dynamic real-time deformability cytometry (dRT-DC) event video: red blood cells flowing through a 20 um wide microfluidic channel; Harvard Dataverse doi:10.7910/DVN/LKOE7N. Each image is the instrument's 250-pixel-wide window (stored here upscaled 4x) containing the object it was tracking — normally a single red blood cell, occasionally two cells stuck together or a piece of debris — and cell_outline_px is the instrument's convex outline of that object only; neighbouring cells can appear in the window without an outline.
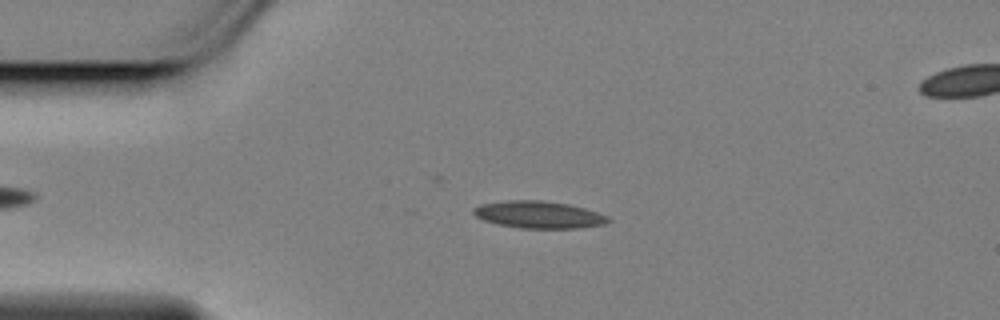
{"species": "Egyptian fruit bat (a non-hibernating species)", "species_latin": "Rousettus aegyptiacus", "temperature_condition": "cold", "stored_images_in_passage": 58, "segment_of_instrument_passage": [1, 2], "camera_frame_rate_fps": 3000, "um_per_image_px": 0.085, "animal": {"sex": "female"}, "frame": {"image": 1, "passage_image": 12, "time_ms": 3.667, "image_size_px": [1000, 320], "cell_outline_px": [[612, 220], [604, 224], [580, 228], [520, 228], [500, 224], [484, 220], [476, 216], [472, 212], [472, 208], [484, 204], [508, 200], [540, 200], [568, 204], [584, 208], [608, 216]], "centroid_in_image_um": [45.82, 18.25], "position_along_channel_um": 39.2, "area_um2": 21.1}}
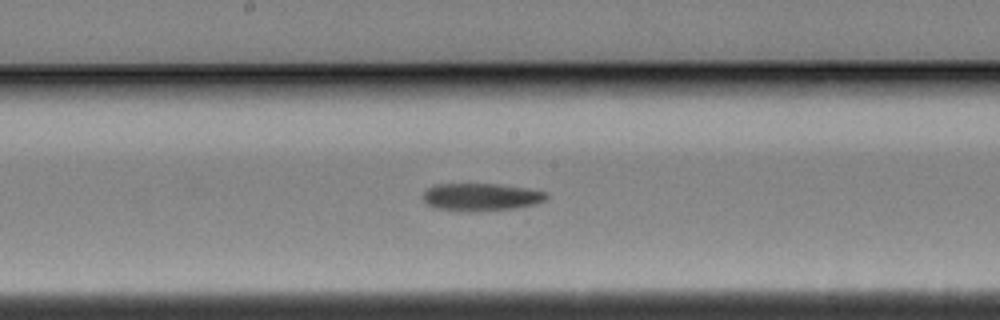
{"frame": {"image": 2, "passage_image": 29, "time_ms": 9.333, "image_size_px": [1000, 320], "cell_outline_px": [[548, 196], [544, 200], [532, 204], [512, 208], [468, 212], [460, 212], [432, 208], [424, 200], [424, 192], [428, 188], [436, 184], [500, 184], [524, 188], [544, 192]], "centroid_in_image_um": [40.8, 16.75], "position_along_channel_um": 207.4, "area_um2": 19.65}}
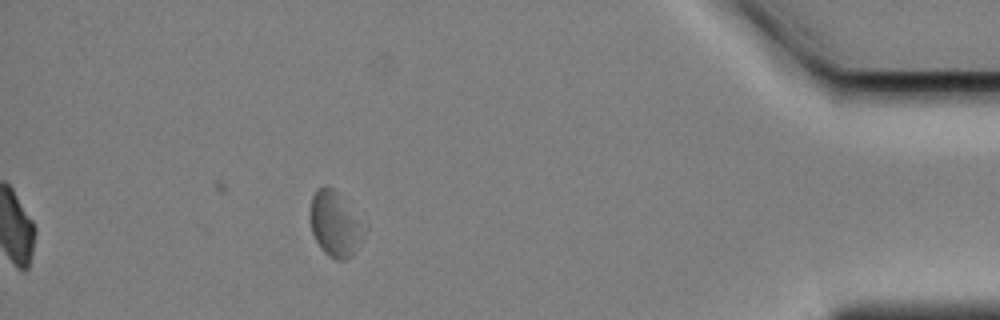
{"frame": {"image": 3, "passage_image": 51, "time_ms": 16.667, "image_size_px": [1000, 320], "cell_outline_px": [[356, 248], [352, 256], [344, 260], [336, 260], [328, 256], [324, 252], [316, 240], [312, 232], [312, 196], [320, 188], [332, 188], [336, 192], [352, 220]], "centroid_in_image_um": [28.26, 19.13], "position_along_channel_um": 406.9, "area_um2": 17.05}}